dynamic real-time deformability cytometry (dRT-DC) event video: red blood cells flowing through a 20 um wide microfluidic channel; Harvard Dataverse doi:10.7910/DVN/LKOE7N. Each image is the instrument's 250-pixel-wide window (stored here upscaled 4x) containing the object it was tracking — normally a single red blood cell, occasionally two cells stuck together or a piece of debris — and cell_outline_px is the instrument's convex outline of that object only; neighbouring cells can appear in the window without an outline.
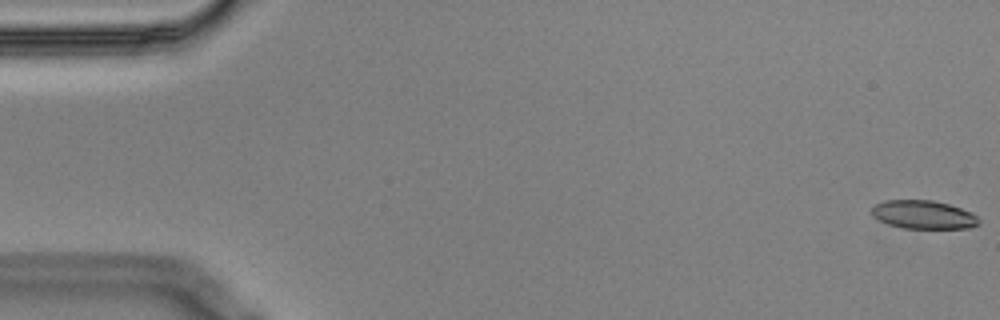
{"species": "Egyptian fruit bat (a non-hibernating species)", "species_latin": "Rousettus aegyptiacus", "temperature_condition": "cold", "stored_images_in_passage": 45, "camera_frame_rate_fps": 3000, "um_per_image_px": 0.085, "animal": {"sex": "male"}, "frame": {"image": 1, "passage_image": 1, "time_ms": 0.0, "image_size_px": [1000, 320], "cell_outline_px": [[980, 224], [972, 228], [904, 228], [888, 224], [872, 216], [872, 208], [876, 204], [884, 200], [932, 200], [948, 204], [972, 212], [980, 220]], "centroid_in_image_um": [78.52, 18.25], "position_along_channel_um": 6.5, "area_um2": 17.74}}
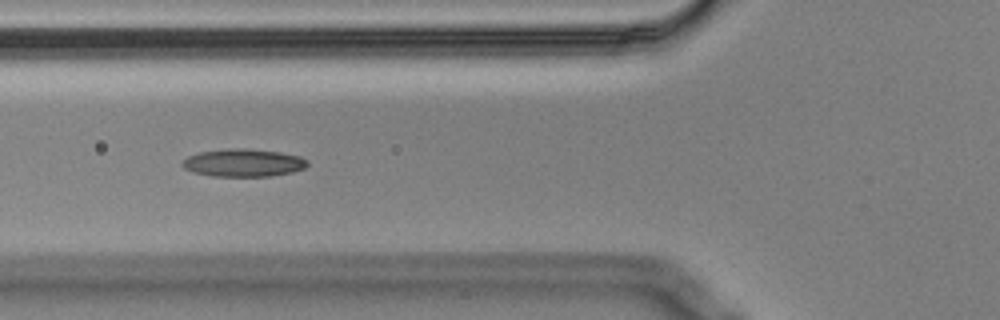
{"frame": {"image": 2, "passage_image": 21, "time_ms": 6.667, "image_size_px": [1000, 320], "cell_outline_px": [[308, 164], [304, 168], [292, 172], [272, 176], [212, 176], [192, 172], [184, 168], [180, 164], [188, 156], [200, 152], [228, 148], [244, 148], [280, 152], [300, 156], [308, 160]], "centroid_in_image_um": [20.68, 13.83], "position_along_channel_um": 105.1, "area_um2": 20.29}}
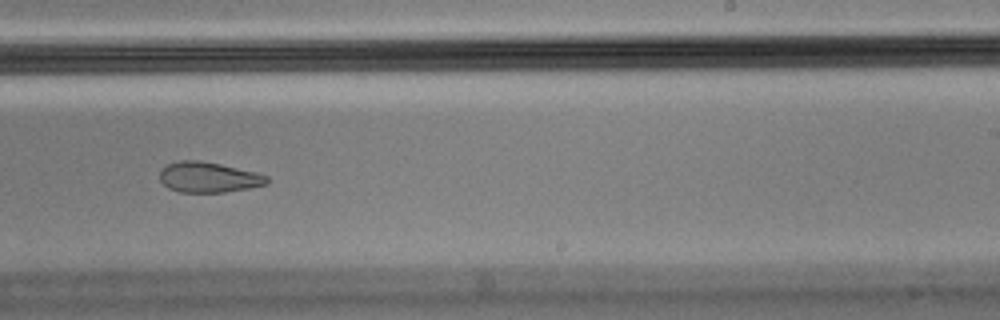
{"frame": {"image": 3, "passage_image": 35, "time_ms": 11.333, "image_size_px": [1000, 320], "cell_outline_px": [[268, 184], [248, 188], [224, 192], [180, 192], [168, 188], [160, 180], [160, 168], [168, 164], [180, 160], [200, 160], [220, 164], [256, 172], [268, 176]], "centroid_in_image_um": [17.71, 15.06], "position_along_channel_um": 271.3, "area_um2": 19.02}, "authors_computed_cell_mechanics": {"area_um2": 19.363, "velocity_mm_per_s": 3.5595, "shape_relaxation_time_tau1_ms": null, "shape_relaxation_time_tau2_ms": 4.0044, "deformation_change_tau1": null, "deformation_change_tau2": 0.1032}}